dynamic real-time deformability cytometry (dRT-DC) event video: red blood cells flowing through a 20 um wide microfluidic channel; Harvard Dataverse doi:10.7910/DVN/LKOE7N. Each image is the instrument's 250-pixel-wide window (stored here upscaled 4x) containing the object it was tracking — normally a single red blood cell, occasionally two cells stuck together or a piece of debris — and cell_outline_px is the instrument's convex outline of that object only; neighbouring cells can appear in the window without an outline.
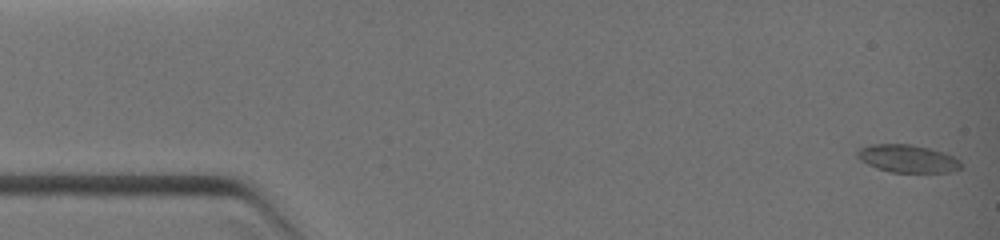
{"species": "common noctule bat (a hibernating species)", "species_latin": "Nyctalus noctula", "temperature_condition": "warm", "stored_images_in_passage": 11, "camera_frame_rate_fps": 3000, "um_per_image_px": 0.085, "animal": {"sex": "female", "body_mass_g": 19.0, "forearm_length_mm": 51.5}, "frame": {"image": 1, "passage_image": 1, "time_ms": 0.0, "image_size_px": [1000, 240], "cell_outline_px": [[960, 168], [948, 172], [892, 172], [876, 168], [860, 160], [856, 156], [856, 148], [872, 144], [908, 144], [928, 148], [944, 152], [960, 160]], "centroid_in_image_um": [77.08, 13.47], "position_along_channel_um": 7.9, "area_um2": 16.7}}
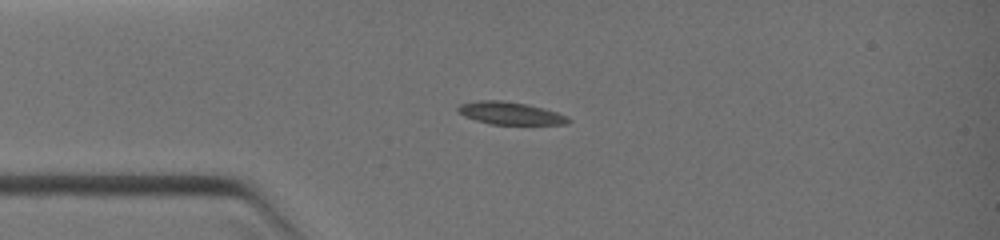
{"frame": {"image": 2, "passage_image": 8, "time_ms": 2.667, "image_size_px": [1000, 240], "cell_outline_px": [[572, 120], [568, 124], [492, 124], [476, 120], [464, 116], [456, 108], [460, 104], [480, 100], [500, 100], [524, 104], [556, 112], [568, 116]], "centroid_in_image_um": [43.37, 9.63], "position_along_channel_um": 41.6, "area_um2": 14.22}}
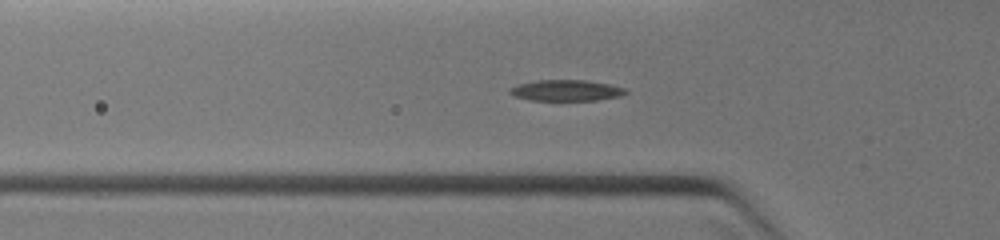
{"frame": {"image": 3, "passage_image": 10, "time_ms": 3.667, "image_size_px": [1000, 240], "cell_outline_px": [[628, 92], [620, 96], [596, 100], [532, 100], [516, 96], [508, 92], [512, 88], [520, 84], [536, 80], [584, 80], [608, 84], [628, 88]], "centroid_in_image_um": [48.19, 7.68], "position_along_channel_um": 77.6, "area_um2": 13.99}}